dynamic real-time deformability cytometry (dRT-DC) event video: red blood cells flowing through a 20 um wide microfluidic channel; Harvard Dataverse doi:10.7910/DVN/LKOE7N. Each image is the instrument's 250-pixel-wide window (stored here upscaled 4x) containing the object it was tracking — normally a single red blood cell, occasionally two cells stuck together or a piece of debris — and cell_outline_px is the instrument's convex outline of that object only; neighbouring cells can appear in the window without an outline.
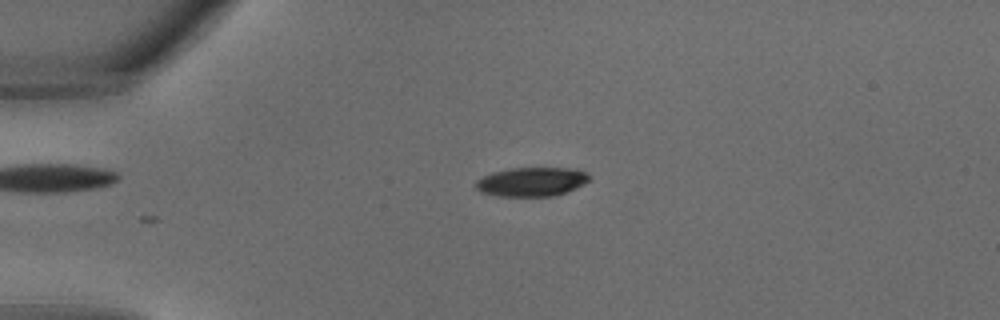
{"species": "common noctule bat (a hibernating species)", "species_latin": "Nyctalus noctula", "temperature_condition": "warm", "stored_images_in_passage": 23, "camera_frame_rate_fps": 3000, "um_per_image_px": 0.085, "animal": {"sex": "male", "body_mass_g": 18.8}, "frame": {"image": 1, "passage_image": 3, "time_ms": 0.667, "image_size_px": [1000, 320], "cell_outline_px": [[592, 180], [568, 192], [556, 196], [500, 196], [480, 192], [476, 188], [476, 180], [492, 172], [512, 168], [576, 168], [588, 172], [592, 176]], "centroid_in_image_um": [45.27, 15.45], "position_along_channel_um": 39.7, "area_um2": 19.54}}
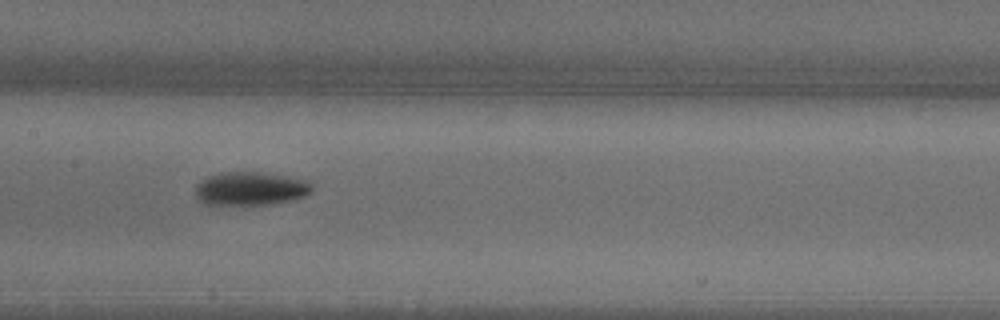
{"frame": {"image": 2, "passage_image": 12, "time_ms": 3.667, "image_size_px": [1000, 320], "cell_outline_px": [[312, 188], [304, 196], [272, 204], [208, 204], [200, 200], [196, 196], [196, 184], [200, 180], [208, 176], [220, 172], [260, 172], [308, 180], [312, 184]], "centroid_in_image_um": [21.26, 16.01], "position_along_channel_um": 186.1, "area_um2": 22.43}}
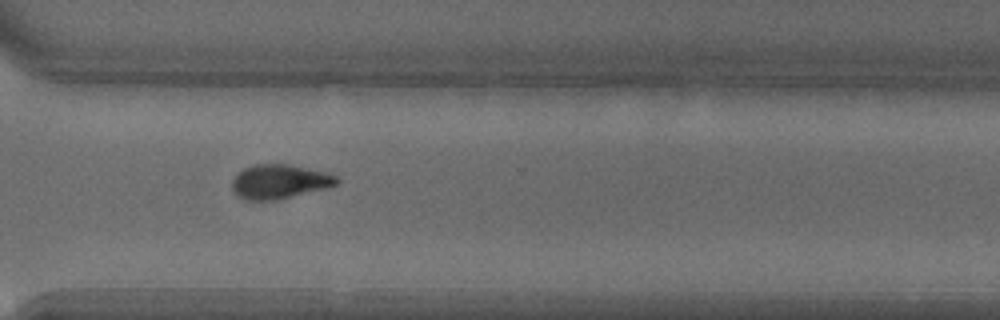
{"frame": {"image": 3, "passage_image": 20, "time_ms": 6.333, "image_size_px": [1000, 320], "cell_outline_px": [[340, 180], [336, 184], [328, 188], [280, 200], [244, 200], [232, 188], [232, 180], [244, 168], [256, 164], [288, 164], [336, 176]], "centroid_in_image_um": [23.75, 15.46], "position_along_channel_um": 346.8, "area_um2": 20.63}}